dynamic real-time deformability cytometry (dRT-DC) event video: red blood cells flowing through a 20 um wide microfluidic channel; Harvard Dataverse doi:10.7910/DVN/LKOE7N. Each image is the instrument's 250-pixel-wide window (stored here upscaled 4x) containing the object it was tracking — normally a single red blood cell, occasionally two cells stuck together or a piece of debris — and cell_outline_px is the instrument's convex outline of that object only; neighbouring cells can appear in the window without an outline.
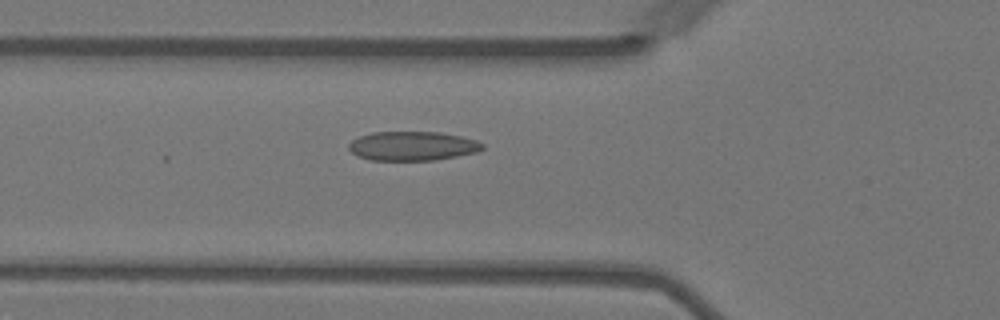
{"species": "Egyptian fruit bat (a non-hibernating species)", "species_latin": "Rousettus aegyptiacus", "temperature_condition": "warm", "stored_images_in_passage": 25, "camera_frame_rate_fps": 3000, "um_per_image_px": 0.085, "animal": {"sex": "female"}, "frame": {"image": 1, "passage_image": 20, "time_ms": 6.333, "image_size_px": [1000, 320], "cell_outline_px": [[484, 148], [476, 152], [456, 156], [432, 160], [372, 160], [360, 156], [352, 152], [348, 148], [348, 144], [352, 140], [360, 136], [372, 132], [440, 132], [460, 136], [476, 140], [484, 144]], "centroid_in_image_um": [35.06, 12.4], "position_along_channel_um": 90.7, "area_um2": 22.54}}
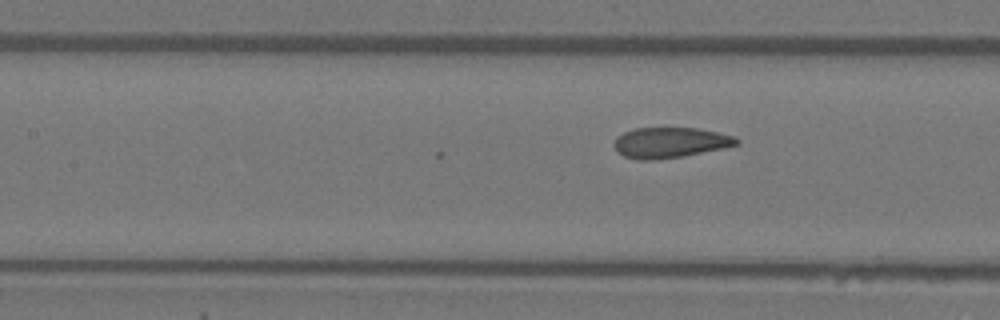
{"frame": {"image": 2, "passage_image": 25, "time_ms": 8.0, "image_size_px": [1000, 320], "cell_outline_px": [[740, 144], [724, 148], [684, 156], [652, 160], [636, 160], [624, 156], [612, 144], [616, 136], [624, 132], [636, 128], [696, 128], [736, 136], [740, 140]], "centroid_in_image_um": [56.97, 12.12], "position_along_channel_um": 150.4, "area_um2": 21.85}}